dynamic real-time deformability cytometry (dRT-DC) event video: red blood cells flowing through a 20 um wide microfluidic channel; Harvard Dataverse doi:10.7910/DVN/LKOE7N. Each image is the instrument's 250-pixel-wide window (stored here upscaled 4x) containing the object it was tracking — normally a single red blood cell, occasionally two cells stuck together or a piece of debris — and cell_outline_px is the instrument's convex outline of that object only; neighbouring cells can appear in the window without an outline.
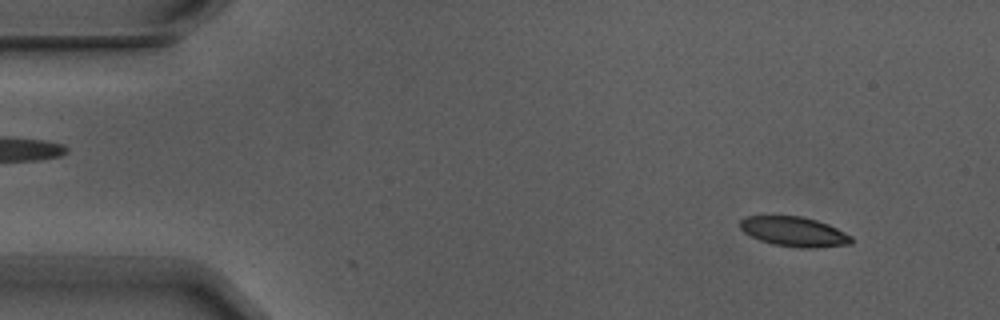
{"species": "Egyptian fruit bat (a non-hibernating species)", "species_latin": "Rousettus aegyptiacus", "temperature_condition": "warm", "stored_images_in_passage": 4, "camera_frame_rate_fps": 3000, "um_per_image_px": 0.085, "animal": {"sex": "male"}, "frame": {"image": 1, "passage_image": 1, "time_ms": 0.0, "image_size_px": [1000, 320], "cell_outline_px": [[852, 244], [816, 248], [800, 248], [772, 244], [760, 240], [744, 232], [740, 228], [740, 220], [744, 216], [800, 216], [816, 220], [828, 224], [852, 236]], "centroid_in_image_um": [67.5, 19.69], "position_along_channel_um": 17.5, "area_um2": 19.31}}
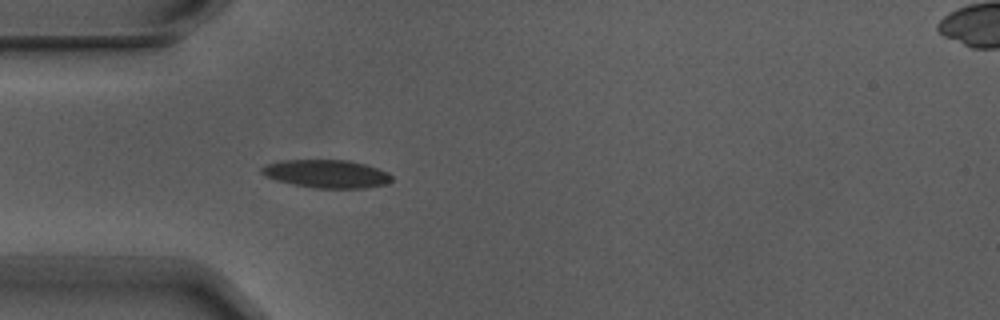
{"frame": {"image": 2, "passage_image": 4, "time_ms": 1.0, "image_size_px": [1000, 320], "cell_outline_px": [[392, 180], [388, 184], [368, 188], [316, 188], [292, 184], [276, 180], [264, 176], [260, 172], [260, 168], [264, 164], [280, 160], [348, 160], [364, 164], [388, 172], [392, 176]], "centroid_in_image_um": [27.73, 14.77], "position_along_channel_um": 57.3, "area_um2": 21.5}}